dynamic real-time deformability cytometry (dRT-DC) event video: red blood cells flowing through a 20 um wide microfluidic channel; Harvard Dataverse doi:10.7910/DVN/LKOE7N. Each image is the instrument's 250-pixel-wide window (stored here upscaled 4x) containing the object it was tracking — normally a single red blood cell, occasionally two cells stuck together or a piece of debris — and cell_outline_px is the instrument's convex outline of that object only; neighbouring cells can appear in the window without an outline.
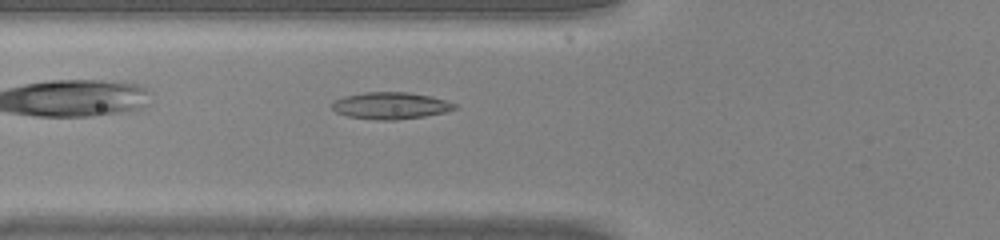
{"species": "common noctule bat (a hibernating species)", "species_latin": "Nyctalus noctula", "temperature_condition": "warm", "stored_images_in_passage": 31, "camera_frame_rate_fps": 3000, "um_per_image_px": 0.085, "animal": {"sex": "male", "body_mass_g": 20.0, "forearm_length_mm": 53.3}, "frame": {"image": 1, "passage_image": 2, "time_ms": 0.333, "image_size_px": [1000, 240], "cell_outline_px": [[460, 108], [444, 112], [424, 116], [396, 120], [376, 120], [348, 116], [336, 112], [332, 108], [332, 104], [336, 100], [344, 96], [364, 92], [408, 92], [432, 96], [456, 104]], "centroid_in_image_um": [33.22, 8.98], "position_along_channel_um": 92.6, "area_um2": 19.19}}
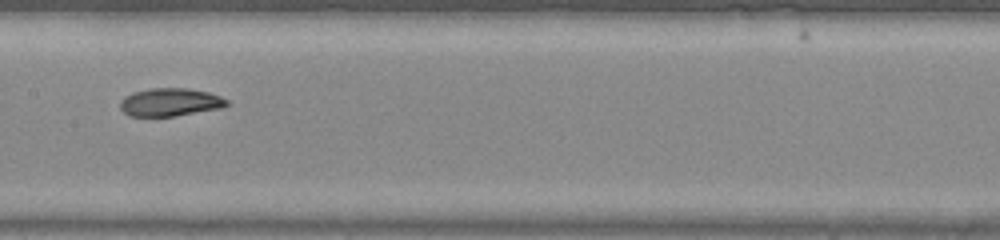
{"frame": {"image": 2, "passage_image": 9, "time_ms": 2.667, "image_size_px": [1000, 240], "cell_outline_px": [[228, 104], [220, 108], [176, 116], [128, 116], [120, 108], [120, 100], [124, 96], [132, 92], [148, 88], [188, 88], [208, 92], [220, 96], [228, 100]], "centroid_in_image_um": [14.42, 8.68], "position_along_channel_um": 193.0, "area_um2": 17.51}}
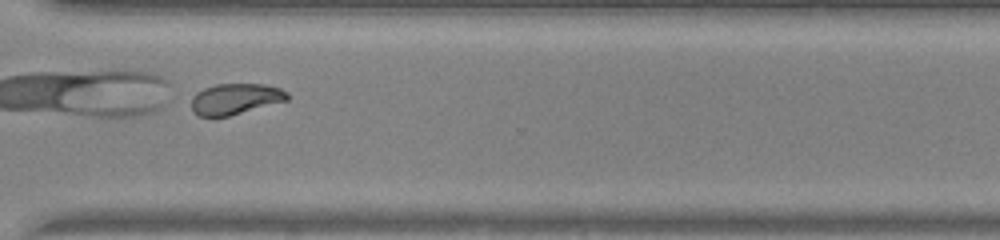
{"frame": {"image": 3, "passage_image": 20, "time_ms": 6.333, "image_size_px": [1000, 240], "cell_outline_px": [[288, 100], [228, 116], [200, 116], [192, 112], [192, 96], [196, 92], [204, 88], [216, 84], [264, 84], [280, 88], [288, 92]], "centroid_in_image_um": [19.99, 8.4], "position_along_channel_um": 350.6, "area_um2": 17.22}}